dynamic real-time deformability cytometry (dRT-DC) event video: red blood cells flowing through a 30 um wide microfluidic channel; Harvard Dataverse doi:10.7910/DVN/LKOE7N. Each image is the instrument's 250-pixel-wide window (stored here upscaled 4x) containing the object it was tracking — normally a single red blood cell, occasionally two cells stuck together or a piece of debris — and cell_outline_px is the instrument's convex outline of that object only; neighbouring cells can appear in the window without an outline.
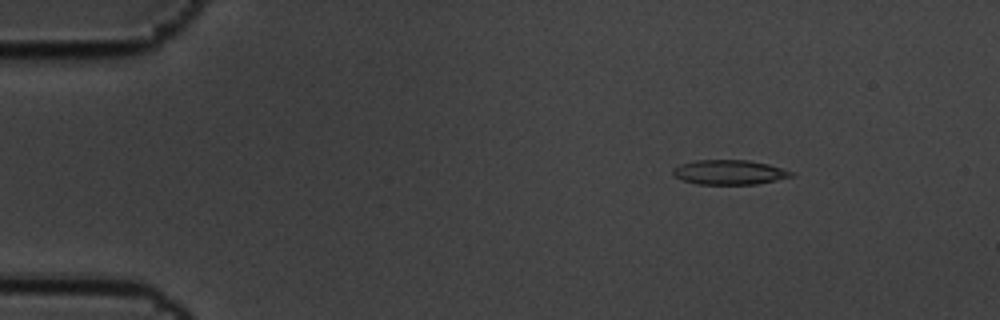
{"species": "common noctule bat (a hibernating species)", "species_latin": "Nyctalus noctula", "temperature_condition": "cold", "stored_images_in_passage": 6, "camera_frame_rate_fps": 3000, "um_per_image_px": 0.085, "animal": {"sex": "male", "body_mass_g": 19.5, "forearm_length_mm": 54.6}, "frame": {"image": 1, "passage_image": 3, "time_ms": 0.667, "image_size_px": [1000, 320], "cell_outline_px": [[796, 176], [756, 184], [696, 184], [684, 180], [676, 176], [672, 172], [672, 168], [680, 164], [696, 160], [748, 160], [768, 164], [796, 172]], "centroid_in_image_um": [62.04, 14.64], "position_along_channel_um": 23.0, "area_um2": 17.05}}
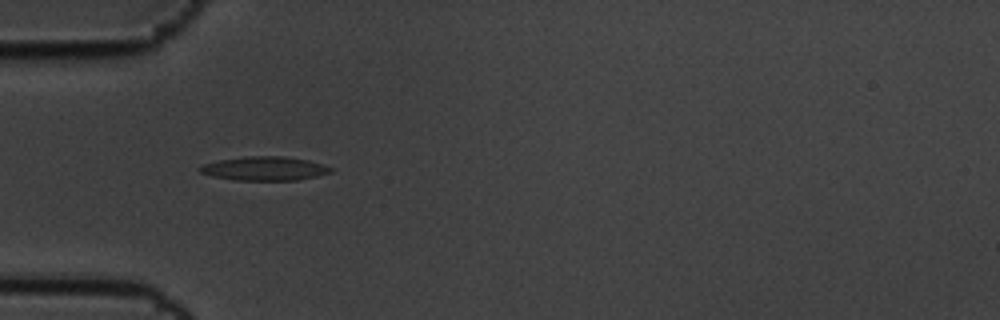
{"frame": {"image": 2, "passage_image": 5, "time_ms": 1.333, "image_size_px": [1000, 320], "cell_outline_px": [[336, 168], [332, 172], [316, 176], [296, 180], [236, 180], [212, 176], [200, 172], [196, 168], [204, 164], [220, 160], [248, 156], [284, 156], [308, 160]], "centroid_in_image_um": [22.51, 14.32], "position_along_channel_um": 62.5, "area_um2": 18.21}}
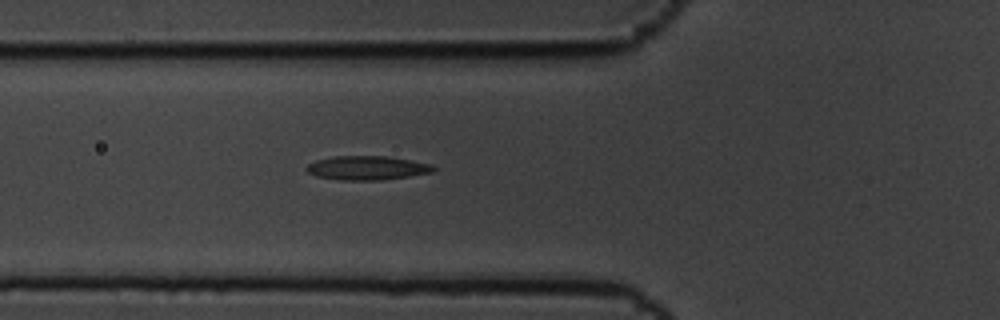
{"frame": {"image": 3, "passage_image": 6, "time_ms": 1.667, "image_size_px": [1000, 320], "cell_outline_px": [[436, 168], [432, 172], [408, 176], [380, 180], [340, 180], [316, 176], [308, 172], [304, 168], [308, 164], [316, 160], [332, 156], [392, 156], [432, 164]], "centroid_in_image_um": [31.2, 14.26], "position_along_channel_um": 94.6, "area_um2": 17.86}}